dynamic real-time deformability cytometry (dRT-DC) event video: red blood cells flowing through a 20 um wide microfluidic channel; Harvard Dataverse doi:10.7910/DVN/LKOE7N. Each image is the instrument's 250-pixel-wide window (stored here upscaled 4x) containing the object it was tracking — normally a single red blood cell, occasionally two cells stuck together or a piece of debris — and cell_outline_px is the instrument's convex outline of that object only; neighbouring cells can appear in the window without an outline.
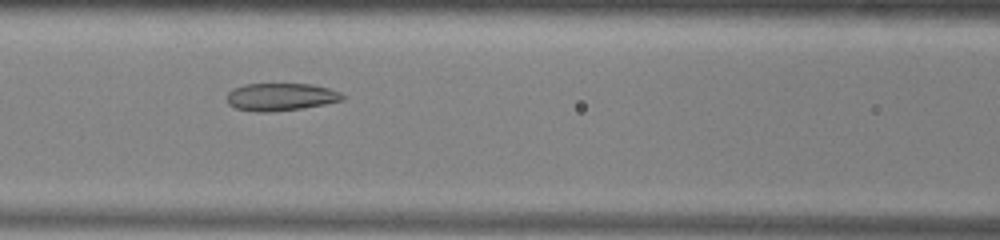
{"species": "common noctule bat (a hibernating species)", "species_latin": "Nyctalus noctula", "temperature_condition": "warm", "stored_images_in_passage": 34, "camera_frame_rate_fps": 3000, "um_per_image_px": 0.085, "animal": {"sex": "male", "body_mass_g": 13.0, "forearm_length_mm": 53.1}, "frame": {"image": 1, "passage_image": 6, "time_ms": 1.667, "image_size_px": [1000, 240], "cell_outline_px": [[344, 100], [324, 104], [300, 108], [268, 112], [256, 112], [236, 108], [228, 104], [228, 92], [232, 88], [244, 84], [312, 84], [328, 88], [340, 92], [344, 96]], "centroid_in_image_um": [23.85, 8.23], "position_along_channel_um": 142.8, "area_um2": 18.5}}
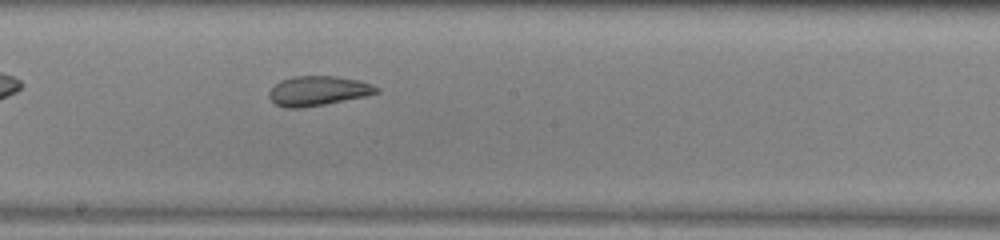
{"frame": {"image": 2, "passage_image": 12, "time_ms": 3.667, "image_size_px": [1000, 240], "cell_outline_px": [[380, 92], [368, 96], [324, 104], [300, 108], [284, 108], [276, 104], [268, 96], [268, 92], [280, 80], [292, 76], [336, 76], [360, 80], [372, 84], [380, 88]], "centroid_in_image_um": [27.06, 7.72], "position_along_channel_um": 221.1, "area_um2": 18.73}}
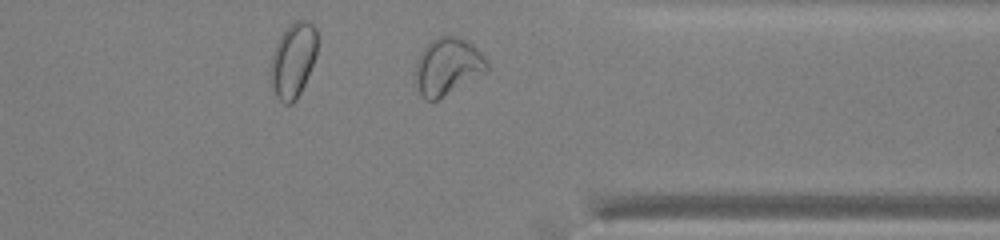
{"frame": {"image": 3, "passage_image": 24, "time_ms": 7.667, "image_size_px": [1000, 240], "cell_outline_px": [[488, 72], [436, 100], [424, 100], [416, 84], [416, 64], [424, 48], [436, 36], [456, 36], [468, 40], [488, 60]], "centroid_in_image_um": [38.09, 5.64], "position_along_channel_um": 373.3, "area_um2": 23.7}}